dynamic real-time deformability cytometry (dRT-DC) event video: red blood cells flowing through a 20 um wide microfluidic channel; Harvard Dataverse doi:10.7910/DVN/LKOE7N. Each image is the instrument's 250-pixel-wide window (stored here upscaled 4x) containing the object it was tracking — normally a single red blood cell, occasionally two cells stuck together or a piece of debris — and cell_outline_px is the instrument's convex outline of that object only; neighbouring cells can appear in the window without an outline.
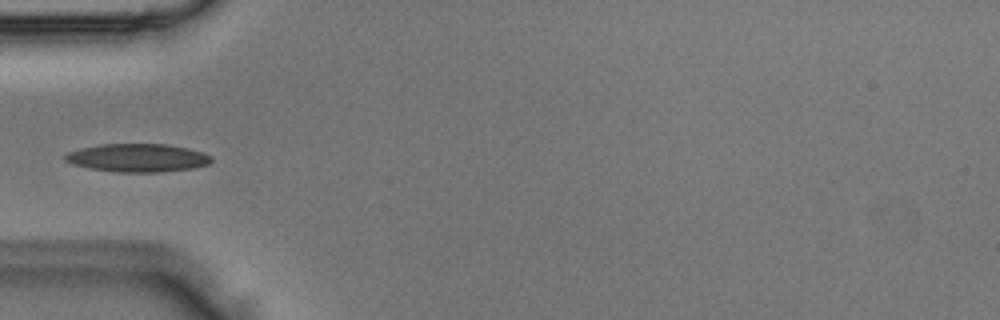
{"species": "Egyptian fruit bat (a non-hibernating species)", "species_latin": "Rousettus aegyptiacus", "temperature_condition": "room temperature", "stored_images_in_passage": 6, "camera_frame_rate_fps": 3000, "um_per_image_px": 0.085, "animal": {"sex": "male"}, "frame": {"image": 1, "passage_image": 5, "time_ms": 1.333, "image_size_px": [1000, 320], "cell_outline_px": [[212, 160], [208, 164], [192, 168], [160, 172], [116, 172], [88, 168], [72, 164], [64, 160], [64, 156], [68, 152], [80, 148], [100, 144], [164, 144], [188, 148], [204, 152], [212, 156]], "centroid_in_image_um": [11.68, 13.41], "position_along_channel_um": 73.3, "area_um2": 24.1}}
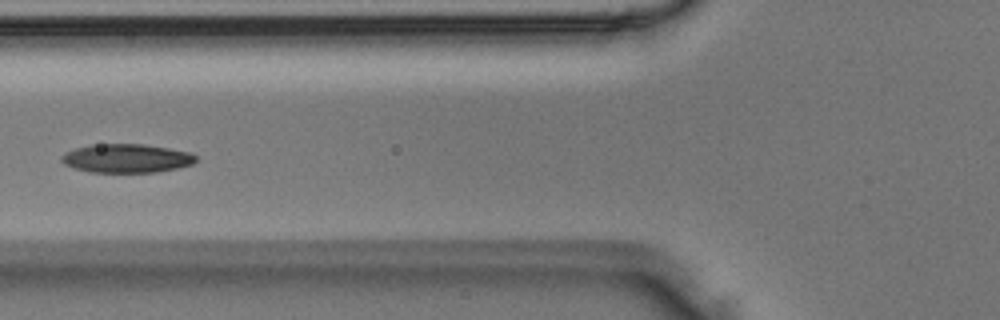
{"frame": {"image": 2, "passage_image": 6, "time_ms": 1.667, "image_size_px": [1000, 320], "cell_outline_px": [[196, 160], [192, 164], [176, 168], [156, 172], [88, 172], [64, 164], [60, 160], [60, 156], [64, 152], [76, 148], [92, 144], [144, 144], [168, 148], [188, 152], [196, 156]], "centroid_in_image_um": [10.71, 13.45], "position_along_channel_um": 115.1, "area_um2": 22.43}}